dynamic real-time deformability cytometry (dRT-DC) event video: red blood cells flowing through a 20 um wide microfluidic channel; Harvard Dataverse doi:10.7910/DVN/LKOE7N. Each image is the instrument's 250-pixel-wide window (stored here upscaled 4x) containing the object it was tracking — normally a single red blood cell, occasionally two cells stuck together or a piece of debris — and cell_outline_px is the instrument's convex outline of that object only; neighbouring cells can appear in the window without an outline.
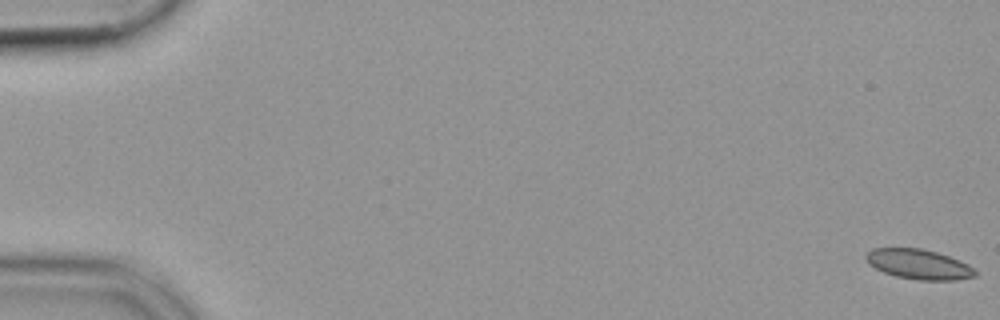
{"species": "common noctule bat (a hibernating species)", "species_latin": "Nyctalus noctula", "temperature_condition": "cold", "stored_images_in_passage": 55, "camera_frame_rate_fps": 3000, "um_per_image_px": 0.085, "animal": {"sex": "female", "body_mass_g": 19.9}, "frame": {"image": 1, "passage_image": 1, "time_ms": 0.0, "image_size_px": [1000, 320], "cell_outline_px": [[976, 276], [956, 280], [916, 280], [896, 276], [884, 272], [868, 264], [864, 256], [872, 248], [924, 248], [960, 260], [968, 264], [976, 272]], "centroid_in_image_um": [78.08, 22.46], "position_along_channel_um": 6.9, "area_um2": 19.07}}
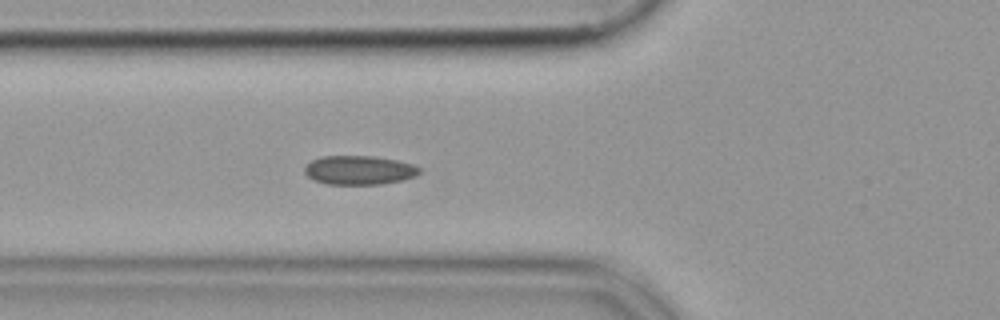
{"frame": {"image": 2, "passage_image": 21, "time_ms": 6.667, "image_size_px": [1000, 320], "cell_outline_px": [[420, 172], [416, 176], [400, 180], [380, 184], [328, 184], [312, 180], [304, 172], [304, 168], [312, 160], [320, 156], [376, 156], [396, 160], [412, 164], [420, 168]], "centroid_in_image_um": [30.5, 14.45], "position_along_channel_um": 95.3, "area_um2": 19.36}}
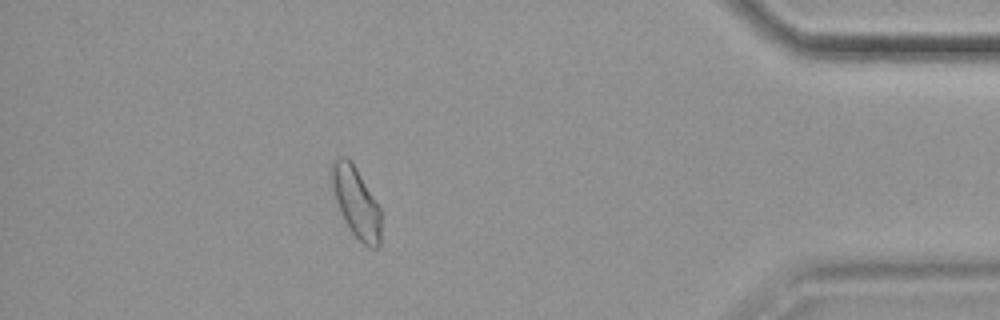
{"frame": {"image": 3, "passage_image": 49, "time_ms": 16.0, "image_size_px": [1000, 320], "cell_outline_px": [[380, 244], [376, 248], [372, 248], [364, 244], [352, 232], [344, 220], [340, 212], [328, 180], [328, 172], [332, 160], [336, 156], [344, 156], [356, 168], [380, 208]], "centroid_in_image_um": [30.19, 17.13], "position_along_channel_um": 405.0, "area_um2": 20.4}}